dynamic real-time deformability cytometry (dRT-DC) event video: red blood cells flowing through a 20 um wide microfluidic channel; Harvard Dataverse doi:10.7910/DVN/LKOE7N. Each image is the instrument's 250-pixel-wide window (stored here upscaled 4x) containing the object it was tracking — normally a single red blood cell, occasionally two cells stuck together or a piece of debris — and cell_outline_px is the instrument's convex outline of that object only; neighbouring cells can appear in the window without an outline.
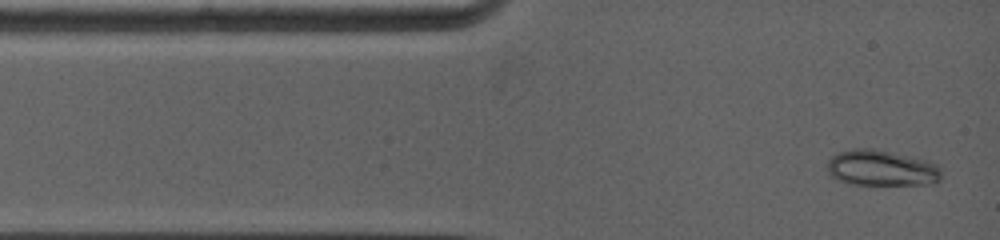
{"species": "common noctule bat (a hibernating species)", "species_latin": "Nyctalus noctula", "temperature_condition": "warm", "stored_images_in_passage": 3, "camera_frame_rate_fps": 5000, "um_per_image_px": 0.085, "animal": {"sex": "female", "body_mass_g": 19.0, "forearm_length_mm": 53.3}, "frame": {"image": 1, "passage_image": 1, "time_ms": 0.0, "image_size_px": [1000, 240], "cell_outline_px": [[940, 180], [932, 184], [848, 184], [836, 180], [828, 172], [828, 160], [832, 156], [840, 152], [852, 148], [872, 148], [928, 160], [936, 164], [940, 168]], "centroid_in_image_um": [74.91, 14.28], "position_along_channel_um": 10.1, "area_um2": 23.81}}